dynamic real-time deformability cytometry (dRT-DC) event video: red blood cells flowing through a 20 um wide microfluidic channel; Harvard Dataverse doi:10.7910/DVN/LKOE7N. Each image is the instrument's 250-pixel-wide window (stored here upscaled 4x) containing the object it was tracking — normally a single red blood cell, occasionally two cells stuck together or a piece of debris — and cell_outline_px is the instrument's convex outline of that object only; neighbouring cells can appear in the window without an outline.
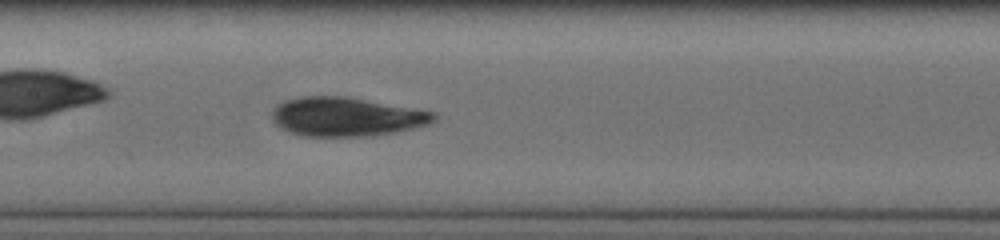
{"species": "human", "species_latin": "Homo sapiens", "temperature_condition": "cold", "stored_images_in_passage": 14, "camera_frame_rate_fps": 3000, "um_per_image_px": 0.085, "donor": {"sex": "male"}, "frame": {"image": 1, "passage_image": 14, "time_ms": 4.333, "image_size_px": [1000, 240], "cell_outline_px": [[436, 120], [428, 124], [396, 132], [372, 136], [304, 136], [288, 132], [280, 128], [272, 120], [272, 108], [276, 104], [284, 100], [300, 96], [344, 96], [436, 112]], "centroid_in_image_um": [29.39, 9.92], "position_along_channel_um": 178.0, "area_um2": 36.93}}